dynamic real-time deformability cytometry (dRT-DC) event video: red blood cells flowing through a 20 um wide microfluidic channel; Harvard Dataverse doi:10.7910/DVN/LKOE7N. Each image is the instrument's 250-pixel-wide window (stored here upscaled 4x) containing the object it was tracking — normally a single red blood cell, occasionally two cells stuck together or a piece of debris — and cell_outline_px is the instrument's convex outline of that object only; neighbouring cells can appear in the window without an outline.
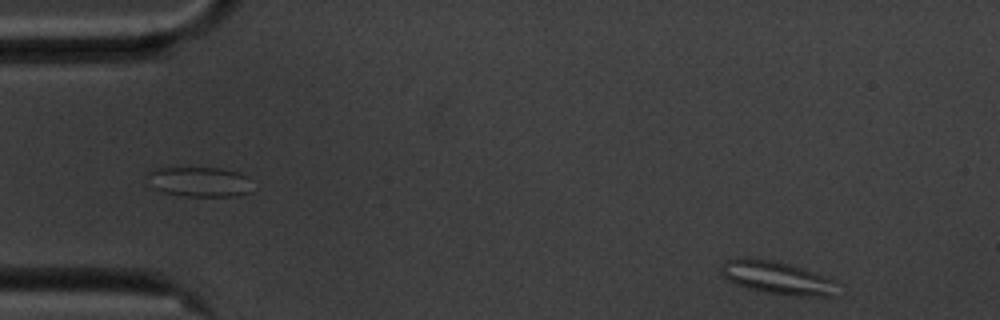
{"species": "common noctule bat (a hibernating species)", "species_latin": "Nyctalus noctula", "temperature_condition": "cold", "stored_images_in_passage": 53, "camera_frame_rate_fps": 3000, "um_per_image_px": 0.085, "animal": {"sex": "male", "body_mass_g": 20.1, "forearm_length_mm": 53.5}, "frame": {"image": 1, "passage_image": 1, "time_ms": 0.0, "image_size_px": [1000, 320], "cell_outline_px": [[844, 284], [836, 296], [800, 296], [764, 292], [748, 288], [736, 284], [728, 280], [720, 272], [720, 268], [728, 260], [740, 256], [748, 256], [772, 260], [788, 264], [840, 280]], "centroid_in_image_um": [66.19, 23.61], "position_along_channel_um": 18.8, "area_um2": 23.0}}
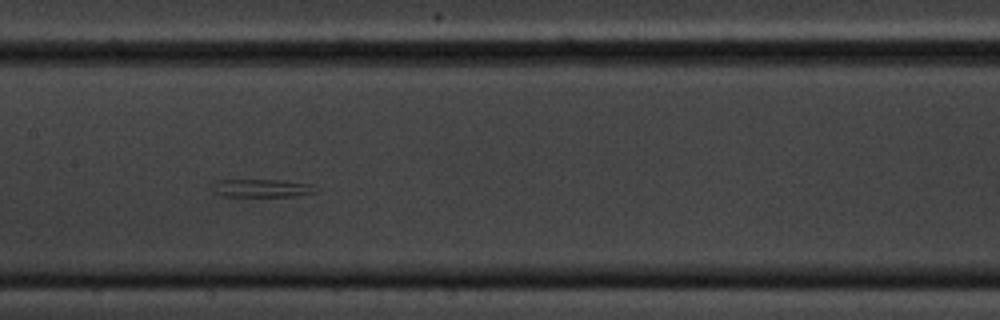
{"frame": {"image": 2, "passage_image": 23, "time_ms": 7.333, "image_size_px": [1000, 320], "cell_outline_px": [[320, 192], [300, 196], [220, 196], [212, 192], [212, 184], [216, 180], [280, 180], [312, 184]], "centroid_in_image_um": [22.27, 16.0], "position_along_channel_um": 185.1, "area_um2": 11.1}}
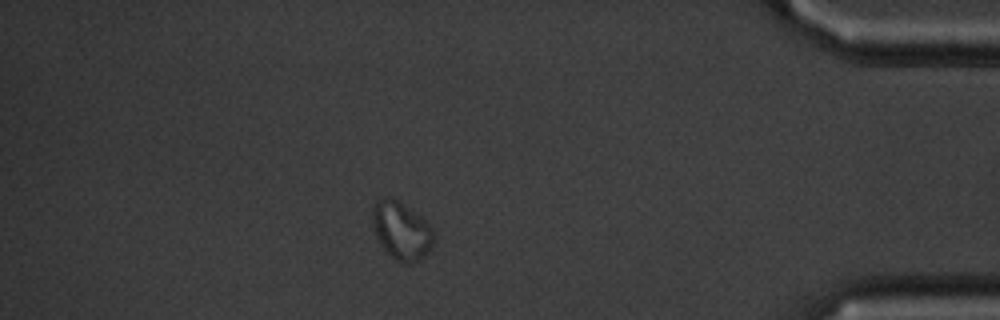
{"frame": {"image": 3, "passage_image": 45, "time_ms": 14.667, "image_size_px": [1000, 320], "cell_outline_px": [[432, 244], [428, 252], [424, 256], [408, 264], [396, 260], [380, 244], [376, 236], [372, 224], [372, 208], [376, 200], [380, 196], [388, 196], [404, 204], [420, 216], [432, 228]], "centroid_in_image_um": [34.07, 19.56], "position_along_channel_um": 401.1, "area_um2": 20.4}}